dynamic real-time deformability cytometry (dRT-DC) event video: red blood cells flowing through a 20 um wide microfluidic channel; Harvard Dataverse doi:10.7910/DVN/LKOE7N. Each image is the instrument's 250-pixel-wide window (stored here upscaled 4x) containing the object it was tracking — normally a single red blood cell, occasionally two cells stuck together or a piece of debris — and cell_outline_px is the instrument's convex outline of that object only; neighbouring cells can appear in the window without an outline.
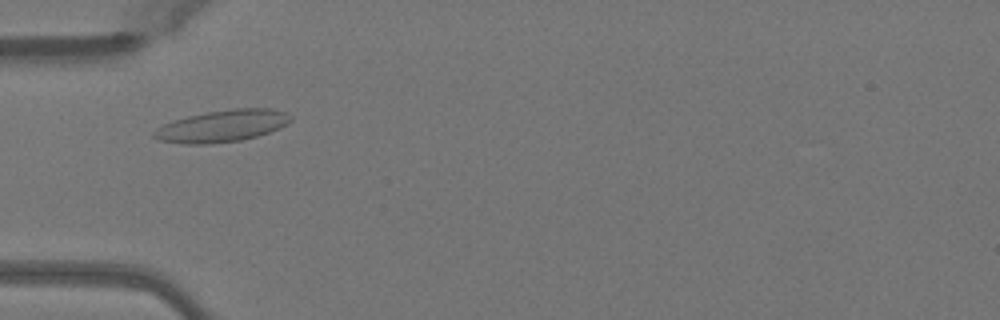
{"species": "Egyptian fruit bat (a non-hibernating species)", "species_latin": "Rousettus aegyptiacus", "temperature_condition": "warm", "stored_images_in_passage": 44, "camera_frame_rate_fps": 3000, "um_per_image_px": 0.085, "animal": {"sex": "female"}, "frame": {"image": 1, "passage_image": 10, "time_ms": 3.0, "image_size_px": [1000, 320], "cell_outline_px": [[292, 120], [288, 124], [280, 128], [256, 136], [240, 140], [208, 144], [184, 144], [160, 140], [152, 136], [152, 132], [156, 128], [164, 124], [188, 116], [208, 112], [232, 108], [272, 108], [284, 112], [292, 116]], "centroid_in_image_um": [18.91, 10.7], "position_along_channel_um": 66.1, "area_um2": 25.32}}
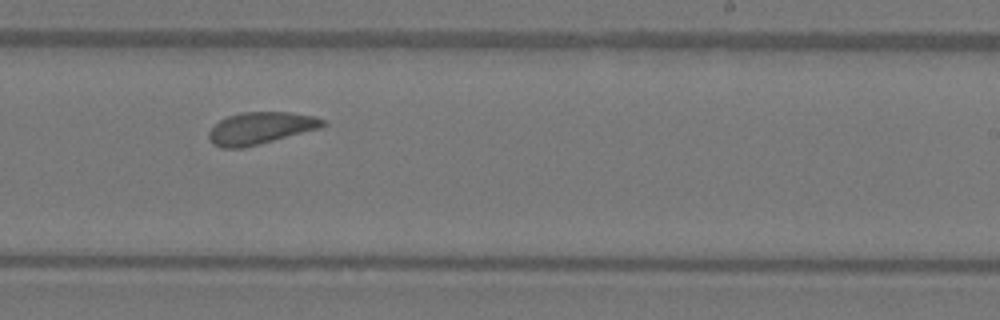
{"frame": {"image": 2, "passage_image": 25, "time_ms": 8.0, "image_size_px": [1000, 320], "cell_outline_px": [[328, 124], [324, 128], [244, 148], [220, 148], [212, 144], [208, 136], [208, 132], [220, 120], [228, 116], [240, 112], [292, 112], [316, 116], [324, 120]], "centroid_in_image_um": [22.2, 10.9], "position_along_channel_um": 266.8, "area_um2": 21.73}}
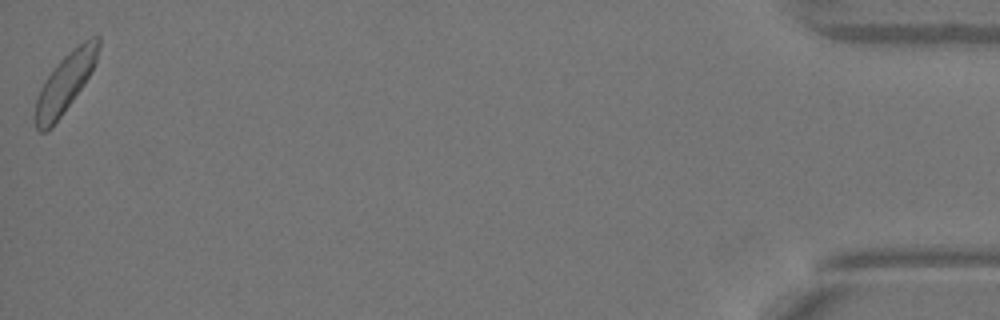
{"frame": {"image": 3, "passage_image": 44, "time_ms": 14.333, "image_size_px": [1000, 320], "cell_outline_px": [[100, 48], [96, 60], [84, 84], [52, 128], [44, 132], [40, 132], [36, 128], [32, 116], [36, 100], [40, 88], [44, 80], [56, 64], [72, 48], [84, 40], [92, 36], [100, 36]], "centroid_in_image_um": [5.49, 7.07], "position_along_channel_um": 429.7, "area_um2": 21.85}, "authors_computed_cell_mechanics": {"area_um2": 21.6172, "velocity_mm_per_s": 4.036, "shape_relaxation_time_tau1_ms": 9.4745, "shape_relaxation_time_tau2_ms": 2.5083, "deformation_change_tau1": 0.1385, "deformation_change_tau2": 0.101}}